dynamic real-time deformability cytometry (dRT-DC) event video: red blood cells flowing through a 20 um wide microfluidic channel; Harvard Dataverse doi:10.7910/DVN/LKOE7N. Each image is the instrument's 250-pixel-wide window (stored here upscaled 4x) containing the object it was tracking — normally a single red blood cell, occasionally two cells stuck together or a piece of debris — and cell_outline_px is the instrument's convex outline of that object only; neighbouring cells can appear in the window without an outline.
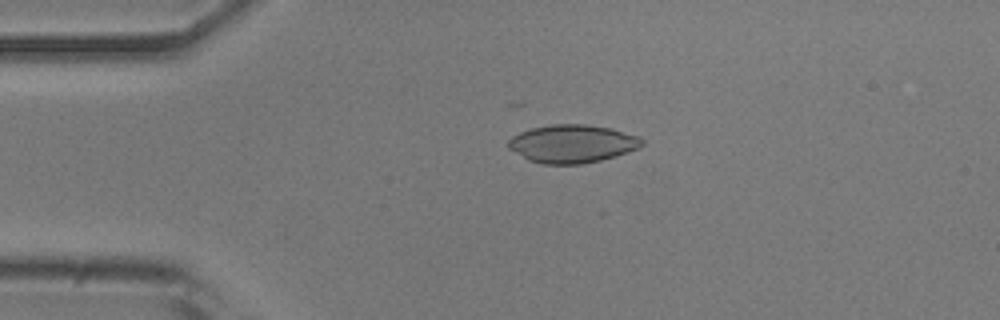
{"species": "common noctule bat (a hibernating species)", "species_latin": "Nyctalus noctula", "temperature_condition": "room temperature", "stored_images_in_passage": 37, "camera_frame_rate_fps": 3000, "um_per_image_px": 0.085, "animal": {"sex": "male", "body_mass_g": 20.5, "forearm_length_mm": 52.5}, "frame": {"image": 1, "passage_image": 3, "time_ms": 0.667, "image_size_px": [1000, 320], "cell_outline_px": [[644, 144], [640, 148], [616, 156], [600, 160], [580, 164], [544, 164], [528, 160], [508, 148], [508, 140], [512, 136], [520, 132], [532, 128], [552, 124], [584, 124], [612, 128], [640, 136], [644, 140]], "centroid_in_image_um": [48.67, 12.21], "position_along_channel_um": 36.3, "area_um2": 29.82}}
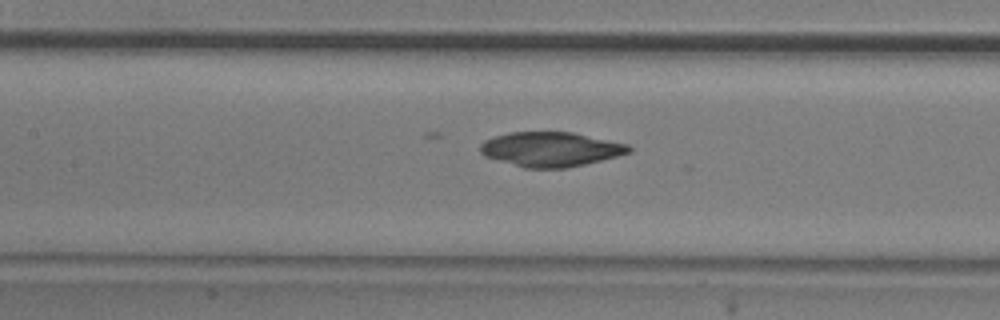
{"frame": {"image": 2, "passage_image": 15, "time_ms": 4.667, "image_size_px": [1000, 320], "cell_outline_px": [[632, 152], [584, 164], [564, 168], [524, 168], [484, 156], [480, 152], [480, 144], [484, 140], [508, 132], [572, 132], [628, 144], [632, 148]], "centroid_in_image_um": [46.79, 12.68], "position_along_channel_um": 160.6, "area_um2": 29.82}}
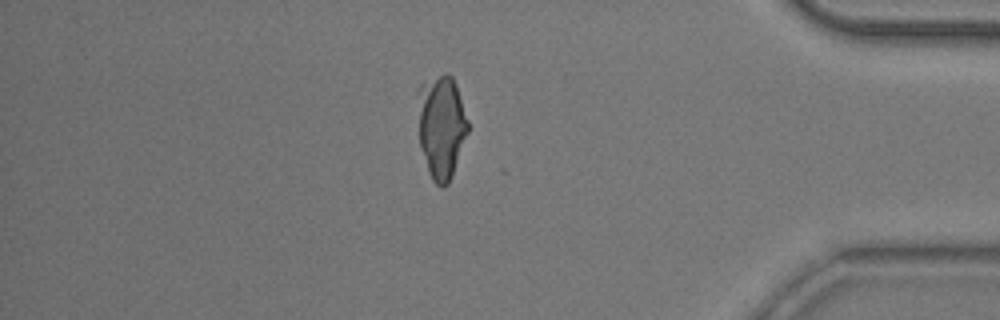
{"frame": {"image": 3, "passage_image": 36, "time_ms": 11.667, "image_size_px": [1000, 320], "cell_outline_px": [[468, 132], [452, 176], [448, 184], [444, 188], [440, 188], [432, 180], [428, 172], [420, 148], [416, 92], [420, 84], [444, 72], [448, 72], [452, 76], [456, 84], [468, 120]], "centroid_in_image_um": [37.49, 10.75], "position_along_channel_um": 397.7, "area_um2": 30.81}}